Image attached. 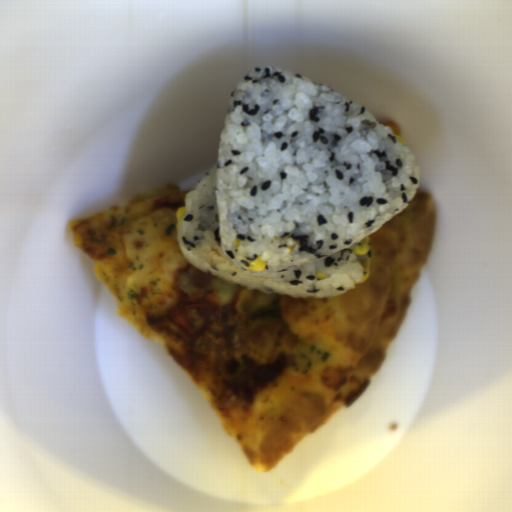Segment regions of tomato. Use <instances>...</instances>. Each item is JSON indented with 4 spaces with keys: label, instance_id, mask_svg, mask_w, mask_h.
I'll return each mask as SVG.
<instances>
[{
    "label": "tomato",
    "instance_id": "1",
    "mask_svg": "<svg viewBox=\"0 0 512 512\" xmlns=\"http://www.w3.org/2000/svg\"><path fill=\"white\" fill-rule=\"evenodd\" d=\"M219 314L220 308L214 302L196 298L173 307L168 317L173 327L184 332L190 340L205 333Z\"/></svg>",
    "mask_w": 512,
    "mask_h": 512
}]
</instances>
